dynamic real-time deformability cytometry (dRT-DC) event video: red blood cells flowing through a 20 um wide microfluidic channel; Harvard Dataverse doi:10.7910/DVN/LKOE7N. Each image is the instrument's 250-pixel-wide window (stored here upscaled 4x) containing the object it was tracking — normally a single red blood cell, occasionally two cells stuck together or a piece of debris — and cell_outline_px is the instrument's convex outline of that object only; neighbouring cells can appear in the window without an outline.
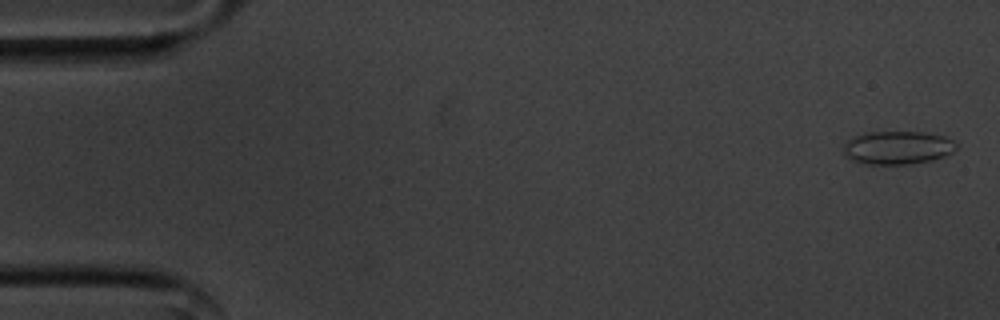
{"species": "common noctule bat (a hibernating species)", "species_latin": "Nyctalus noctula", "temperature_condition": "cold", "stored_images_in_passage": 51, "camera_frame_rate_fps": 3000, "um_per_image_px": 0.085, "animal": {"sex": "male", "body_mass_g": 20.1, "forearm_length_mm": 53.5}, "frame": {"image": 1, "passage_image": 2, "time_ms": 0.333, "image_size_px": [1000, 320], "cell_outline_px": [[956, 148], [952, 152], [944, 156], [932, 160], [908, 164], [864, 164], [852, 160], [844, 156], [840, 148], [852, 136], [864, 132], [924, 132], [944, 136], [952, 140], [956, 144]], "centroid_in_image_um": [76.22, 12.55], "position_along_channel_um": 8.8, "area_um2": 22.14}}
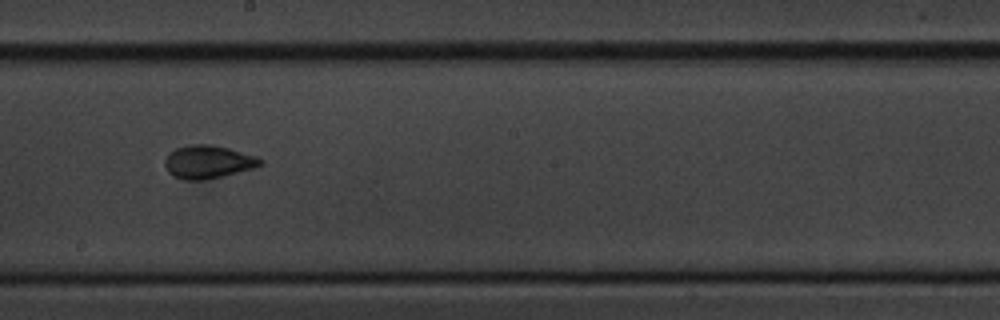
{"frame": {"image": 2, "passage_image": 31, "time_ms": 10.0, "image_size_px": [1000, 320], "cell_outline_px": [[264, 164], [252, 168], [224, 176], [208, 180], [184, 180], [172, 176], [168, 172], [164, 164], [164, 160], [168, 152], [176, 148], [192, 144], [212, 144], [228, 148], [256, 156], [264, 160]], "centroid_in_image_um": [17.66, 13.77], "position_along_channel_um": 230.5, "area_um2": 18.67}}
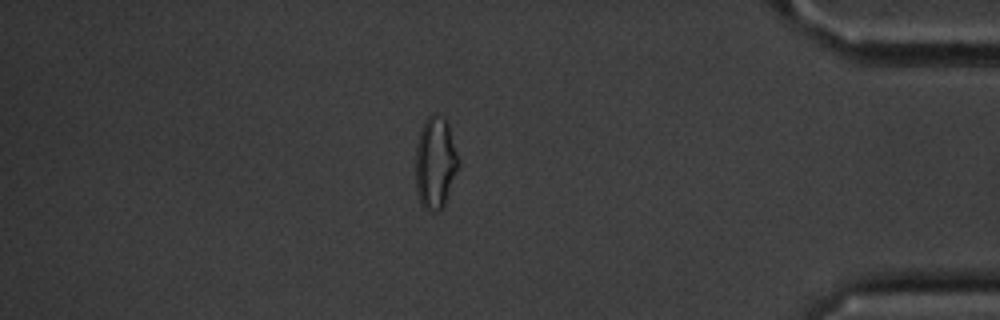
{"frame": {"image": 3, "passage_image": 48, "time_ms": 15.667, "image_size_px": [1000, 320], "cell_outline_px": [[460, 168], [444, 208], [440, 212], [432, 212], [424, 208], [420, 204], [416, 188], [416, 144], [420, 128], [424, 120], [432, 112], [436, 112], [448, 120], [460, 160]], "centroid_in_image_um": [37.04, 13.83], "position_along_channel_um": 398.2, "area_um2": 24.16}, "authors_computed_cell_mechanics": {"area_um2": 18.4382, "velocity_mm_per_s": 3.583, "shape_relaxation_time_tau1_ms": 3.988, "shape_relaxation_time_tau2_ms": 1.3927, "deformation_change_tau1": 0.0867, "deformation_change_tau2": 0.071}}